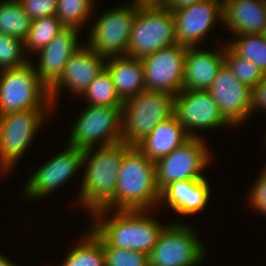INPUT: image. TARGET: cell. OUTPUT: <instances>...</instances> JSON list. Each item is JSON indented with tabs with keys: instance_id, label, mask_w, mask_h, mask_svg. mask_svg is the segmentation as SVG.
<instances>
[{
	"instance_id": "d590c367",
	"label": "cell",
	"mask_w": 266,
	"mask_h": 266,
	"mask_svg": "<svg viewBox=\"0 0 266 266\" xmlns=\"http://www.w3.org/2000/svg\"><path fill=\"white\" fill-rule=\"evenodd\" d=\"M199 1L201 0H165L162 5L168 10L175 11Z\"/></svg>"
},
{
	"instance_id": "1f68e13d",
	"label": "cell",
	"mask_w": 266,
	"mask_h": 266,
	"mask_svg": "<svg viewBox=\"0 0 266 266\" xmlns=\"http://www.w3.org/2000/svg\"><path fill=\"white\" fill-rule=\"evenodd\" d=\"M106 266H149L148 255L139 251L103 246Z\"/></svg>"
},
{
	"instance_id": "f546056e",
	"label": "cell",
	"mask_w": 266,
	"mask_h": 266,
	"mask_svg": "<svg viewBox=\"0 0 266 266\" xmlns=\"http://www.w3.org/2000/svg\"><path fill=\"white\" fill-rule=\"evenodd\" d=\"M225 48V64L241 83L254 88L265 75L250 60L236 56L227 46Z\"/></svg>"
},
{
	"instance_id": "484cf974",
	"label": "cell",
	"mask_w": 266,
	"mask_h": 266,
	"mask_svg": "<svg viewBox=\"0 0 266 266\" xmlns=\"http://www.w3.org/2000/svg\"><path fill=\"white\" fill-rule=\"evenodd\" d=\"M227 47L238 57L250 60L266 76V36L262 34L236 35Z\"/></svg>"
},
{
	"instance_id": "7402d4cb",
	"label": "cell",
	"mask_w": 266,
	"mask_h": 266,
	"mask_svg": "<svg viewBox=\"0 0 266 266\" xmlns=\"http://www.w3.org/2000/svg\"><path fill=\"white\" fill-rule=\"evenodd\" d=\"M191 136L179 122L177 115L161 121L148 136L136 145L148 159L157 162L184 144Z\"/></svg>"
},
{
	"instance_id": "836d02e7",
	"label": "cell",
	"mask_w": 266,
	"mask_h": 266,
	"mask_svg": "<svg viewBox=\"0 0 266 266\" xmlns=\"http://www.w3.org/2000/svg\"><path fill=\"white\" fill-rule=\"evenodd\" d=\"M249 203L257 208L263 214H266V167L262 171L258 181L252 187L251 194L249 195Z\"/></svg>"
},
{
	"instance_id": "7c38bea8",
	"label": "cell",
	"mask_w": 266,
	"mask_h": 266,
	"mask_svg": "<svg viewBox=\"0 0 266 266\" xmlns=\"http://www.w3.org/2000/svg\"><path fill=\"white\" fill-rule=\"evenodd\" d=\"M188 47L178 42L141 58L146 90L177 95L183 86Z\"/></svg>"
},
{
	"instance_id": "d4e9b609",
	"label": "cell",
	"mask_w": 266,
	"mask_h": 266,
	"mask_svg": "<svg viewBox=\"0 0 266 266\" xmlns=\"http://www.w3.org/2000/svg\"><path fill=\"white\" fill-rule=\"evenodd\" d=\"M84 236L65 258L62 266H106L102 241L92 232Z\"/></svg>"
},
{
	"instance_id": "52a82bcc",
	"label": "cell",
	"mask_w": 266,
	"mask_h": 266,
	"mask_svg": "<svg viewBox=\"0 0 266 266\" xmlns=\"http://www.w3.org/2000/svg\"><path fill=\"white\" fill-rule=\"evenodd\" d=\"M122 106L88 105L73 126L68 145L86 150L122 141Z\"/></svg>"
},
{
	"instance_id": "cb8c5ba5",
	"label": "cell",
	"mask_w": 266,
	"mask_h": 266,
	"mask_svg": "<svg viewBox=\"0 0 266 266\" xmlns=\"http://www.w3.org/2000/svg\"><path fill=\"white\" fill-rule=\"evenodd\" d=\"M32 19L23 10L18 0H4L0 3V32L24 41Z\"/></svg>"
},
{
	"instance_id": "8992f818",
	"label": "cell",
	"mask_w": 266,
	"mask_h": 266,
	"mask_svg": "<svg viewBox=\"0 0 266 266\" xmlns=\"http://www.w3.org/2000/svg\"><path fill=\"white\" fill-rule=\"evenodd\" d=\"M176 42L171 10L163 5L138 6L127 56L141 59Z\"/></svg>"
},
{
	"instance_id": "603a6c76",
	"label": "cell",
	"mask_w": 266,
	"mask_h": 266,
	"mask_svg": "<svg viewBox=\"0 0 266 266\" xmlns=\"http://www.w3.org/2000/svg\"><path fill=\"white\" fill-rule=\"evenodd\" d=\"M105 61V68L111 74L116 92L123 102L146 89L141 59L121 55Z\"/></svg>"
},
{
	"instance_id": "7a4b0ae2",
	"label": "cell",
	"mask_w": 266,
	"mask_h": 266,
	"mask_svg": "<svg viewBox=\"0 0 266 266\" xmlns=\"http://www.w3.org/2000/svg\"><path fill=\"white\" fill-rule=\"evenodd\" d=\"M132 147L120 141L101 146L95 152V148L83 151L82 164L85 165L88 161V165L80 188L79 202L83 203L90 213L103 209L114 198L117 190V173L124 155Z\"/></svg>"
},
{
	"instance_id": "5bb4252c",
	"label": "cell",
	"mask_w": 266,
	"mask_h": 266,
	"mask_svg": "<svg viewBox=\"0 0 266 266\" xmlns=\"http://www.w3.org/2000/svg\"><path fill=\"white\" fill-rule=\"evenodd\" d=\"M175 114L191 137H197L194 128L230 126L208 91L181 90L175 97Z\"/></svg>"
},
{
	"instance_id": "ba28073f",
	"label": "cell",
	"mask_w": 266,
	"mask_h": 266,
	"mask_svg": "<svg viewBox=\"0 0 266 266\" xmlns=\"http://www.w3.org/2000/svg\"><path fill=\"white\" fill-rule=\"evenodd\" d=\"M47 112L48 109H27L0 114V169L3 173L9 171L29 147Z\"/></svg>"
},
{
	"instance_id": "30bf717a",
	"label": "cell",
	"mask_w": 266,
	"mask_h": 266,
	"mask_svg": "<svg viewBox=\"0 0 266 266\" xmlns=\"http://www.w3.org/2000/svg\"><path fill=\"white\" fill-rule=\"evenodd\" d=\"M137 10L135 4L106 10L91 29L88 47L104 58L127 55Z\"/></svg>"
},
{
	"instance_id": "9c48e42d",
	"label": "cell",
	"mask_w": 266,
	"mask_h": 266,
	"mask_svg": "<svg viewBox=\"0 0 266 266\" xmlns=\"http://www.w3.org/2000/svg\"><path fill=\"white\" fill-rule=\"evenodd\" d=\"M204 250L191 227L179 223L165 225L148 255L149 266H197L204 259Z\"/></svg>"
},
{
	"instance_id": "f1b7e54d",
	"label": "cell",
	"mask_w": 266,
	"mask_h": 266,
	"mask_svg": "<svg viewBox=\"0 0 266 266\" xmlns=\"http://www.w3.org/2000/svg\"><path fill=\"white\" fill-rule=\"evenodd\" d=\"M94 0H57L56 16L65 28L79 29L91 15Z\"/></svg>"
},
{
	"instance_id": "4fadbf2b",
	"label": "cell",
	"mask_w": 266,
	"mask_h": 266,
	"mask_svg": "<svg viewBox=\"0 0 266 266\" xmlns=\"http://www.w3.org/2000/svg\"><path fill=\"white\" fill-rule=\"evenodd\" d=\"M172 14L176 41L186 47H195L214 27L216 20H223V3L220 0H201L172 11Z\"/></svg>"
},
{
	"instance_id": "44dd1931",
	"label": "cell",
	"mask_w": 266,
	"mask_h": 266,
	"mask_svg": "<svg viewBox=\"0 0 266 266\" xmlns=\"http://www.w3.org/2000/svg\"><path fill=\"white\" fill-rule=\"evenodd\" d=\"M210 197L206 178L175 181L160 192L161 202L180 214H196L205 208Z\"/></svg>"
},
{
	"instance_id": "8fae6325",
	"label": "cell",
	"mask_w": 266,
	"mask_h": 266,
	"mask_svg": "<svg viewBox=\"0 0 266 266\" xmlns=\"http://www.w3.org/2000/svg\"><path fill=\"white\" fill-rule=\"evenodd\" d=\"M211 159L204 141L191 137L169 155L159 159L156 165V183L160 192L170 183L203 179L201 171Z\"/></svg>"
},
{
	"instance_id": "3957f363",
	"label": "cell",
	"mask_w": 266,
	"mask_h": 266,
	"mask_svg": "<svg viewBox=\"0 0 266 266\" xmlns=\"http://www.w3.org/2000/svg\"><path fill=\"white\" fill-rule=\"evenodd\" d=\"M159 200L155 162L133 146L124 155L117 173L114 198L103 209L117 206V210H148Z\"/></svg>"
},
{
	"instance_id": "d6a6232c",
	"label": "cell",
	"mask_w": 266,
	"mask_h": 266,
	"mask_svg": "<svg viewBox=\"0 0 266 266\" xmlns=\"http://www.w3.org/2000/svg\"><path fill=\"white\" fill-rule=\"evenodd\" d=\"M32 19L56 15L57 0H18Z\"/></svg>"
},
{
	"instance_id": "83f0119b",
	"label": "cell",
	"mask_w": 266,
	"mask_h": 266,
	"mask_svg": "<svg viewBox=\"0 0 266 266\" xmlns=\"http://www.w3.org/2000/svg\"><path fill=\"white\" fill-rule=\"evenodd\" d=\"M83 95L90 101L89 105L123 106L112 76L106 68L93 80Z\"/></svg>"
},
{
	"instance_id": "4dcf8cb0",
	"label": "cell",
	"mask_w": 266,
	"mask_h": 266,
	"mask_svg": "<svg viewBox=\"0 0 266 266\" xmlns=\"http://www.w3.org/2000/svg\"><path fill=\"white\" fill-rule=\"evenodd\" d=\"M23 50L22 40L0 32V70L26 65L29 60L25 58Z\"/></svg>"
},
{
	"instance_id": "e0dca14e",
	"label": "cell",
	"mask_w": 266,
	"mask_h": 266,
	"mask_svg": "<svg viewBox=\"0 0 266 266\" xmlns=\"http://www.w3.org/2000/svg\"><path fill=\"white\" fill-rule=\"evenodd\" d=\"M106 58L91 50L88 45L76 51L63 69L60 78L49 88L52 105L61 86L75 94H84L93 80L105 68ZM60 88V89H59Z\"/></svg>"
},
{
	"instance_id": "e575fe53",
	"label": "cell",
	"mask_w": 266,
	"mask_h": 266,
	"mask_svg": "<svg viewBox=\"0 0 266 266\" xmlns=\"http://www.w3.org/2000/svg\"><path fill=\"white\" fill-rule=\"evenodd\" d=\"M260 107L266 109V76L251 89L250 114Z\"/></svg>"
},
{
	"instance_id": "9a60e30c",
	"label": "cell",
	"mask_w": 266,
	"mask_h": 266,
	"mask_svg": "<svg viewBox=\"0 0 266 266\" xmlns=\"http://www.w3.org/2000/svg\"><path fill=\"white\" fill-rule=\"evenodd\" d=\"M207 91L230 125L235 126L250 115L251 88L241 83L225 63Z\"/></svg>"
},
{
	"instance_id": "8d00e7d4",
	"label": "cell",
	"mask_w": 266,
	"mask_h": 266,
	"mask_svg": "<svg viewBox=\"0 0 266 266\" xmlns=\"http://www.w3.org/2000/svg\"><path fill=\"white\" fill-rule=\"evenodd\" d=\"M165 0H135L133 4L138 6L162 5Z\"/></svg>"
},
{
	"instance_id": "d6986e66",
	"label": "cell",
	"mask_w": 266,
	"mask_h": 266,
	"mask_svg": "<svg viewBox=\"0 0 266 266\" xmlns=\"http://www.w3.org/2000/svg\"><path fill=\"white\" fill-rule=\"evenodd\" d=\"M224 63L225 48L221 52H209V50L188 47L184 62L182 90L207 91Z\"/></svg>"
},
{
	"instance_id": "4316f807",
	"label": "cell",
	"mask_w": 266,
	"mask_h": 266,
	"mask_svg": "<svg viewBox=\"0 0 266 266\" xmlns=\"http://www.w3.org/2000/svg\"><path fill=\"white\" fill-rule=\"evenodd\" d=\"M65 27L56 16H49L32 20V24L24 39V49L38 52L43 49Z\"/></svg>"
},
{
	"instance_id": "ac0fdd59",
	"label": "cell",
	"mask_w": 266,
	"mask_h": 266,
	"mask_svg": "<svg viewBox=\"0 0 266 266\" xmlns=\"http://www.w3.org/2000/svg\"><path fill=\"white\" fill-rule=\"evenodd\" d=\"M78 29L64 28L40 53L38 69L39 79L50 88L61 76L71 56L81 47L78 45Z\"/></svg>"
},
{
	"instance_id": "5b68a950",
	"label": "cell",
	"mask_w": 266,
	"mask_h": 266,
	"mask_svg": "<svg viewBox=\"0 0 266 266\" xmlns=\"http://www.w3.org/2000/svg\"><path fill=\"white\" fill-rule=\"evenodd\" d=\"M50 105L52 107L49 88L39 79L30 62L21 67L0 70V114L49 109Z\"/></svg>"
},
{
	"instance_id": "6da1fadb",
	"label": "cell",
	"mask_w": 266,
	"mask_h": 266,
	"mask_svg": "<svg viewBox=\"0 0 266 266\" xmlns=\"http://www.w3.org/2000/svg\"><path fill=\"white\" fill-rule=\"evenodd\" d=\"M107 212L108 210L100 209L92 213L96 220L94 219L91 231L102 241L103 246L125 248L149 255L165 228L149 217L147 210H117L112 218L102 219Z\"/></svg>"
},
{
	"instance_id": "277c9868",
	"label": "cell",
	"mask_w": 266,
	"mask_h": 266,
	"mask_svg": "<svg viewBox=\"0 0 266 266\" xmlns=\"http://www.w3.org/2000/svg\"><path fill=\"white\" fill-rule=\"evenodd\" d=\"M175 95L144 90L122 106V142L136 146L163 120L175 114Z\"/></svg>"
},
{
	"instance_id": "ffe728a7",
	"label": "cell",
	"mask_w": 266,
	"mask_h": 266,
	"mask_svg": "<svg viewBox=\"0 0 266 266\" xmlns=\"http://www.w3.org/2000/svg\"><path fill=\"white\" fill-rule=\"evenodd\" d=\"M237 35L264 33L266 0H228L223 2V20Z\"/></svg>"
},
{
	"instance_id": "74e56055",
	"label": "cell",
	"mask_w": 266,
	"mask_h": 266,
	"mask_svg": "<svg viewBox=\"0 0 266 266\" xmlns=\"http://www.w3.org/2000/svg\"><path fill=\"white\" fill-rule=\"evenodd\" d=\"M0 266H16V265H14L6 257L0 255Z\"/></svg>"
},
{
	"instance_id": "2e32d148",
	"label": "cell",
	"mask_w": 266,
	"mask_h": 266,
	"mask_svg": "<svg viewBox=\"0 0 266 266\" xmlns=\"http://www.w3.org/2000/svg\"><path fill=\"white\" fill-rule=\"evenodd\" d=\"M82 162L83 150L68 145L64 152L54 156L32 174L24 188L25 195L37 199L53 192L83 166Z\"/></svg>"
}]
</instances>
